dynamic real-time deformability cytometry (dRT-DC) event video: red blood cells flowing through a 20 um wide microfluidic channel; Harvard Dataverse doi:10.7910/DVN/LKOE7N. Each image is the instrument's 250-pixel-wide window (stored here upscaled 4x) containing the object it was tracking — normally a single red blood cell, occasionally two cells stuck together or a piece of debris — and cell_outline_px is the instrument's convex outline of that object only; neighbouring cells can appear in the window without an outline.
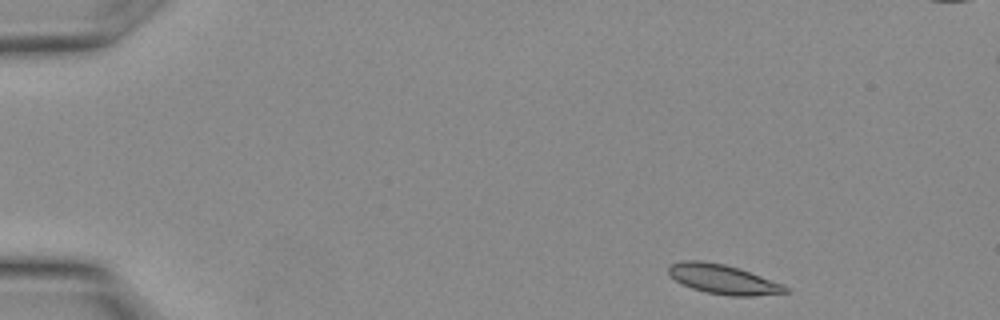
{"species": "Egyptian fruit bat (a non-hibernating species)", "species_latin": "Rousettus aegyptiacus", "temperature_condition": "warm", "stored_images_in_passage": 16, "camera_frame_rate_fps": 3000, "um_per_image_px": 0.085, "animal": {"sex": "female"}, "frame": {"image": 1, "passage_image": 1, "time_ms": 0.0, "image_size_px": [1000, 320], "cell_outline_px": [[788, 292], [752, 296], [728, 296], [708, 292], [692, 288], [680, 284], [668, 272], [668, 264], [680, 260], [700, 260], [724, 264], [784, 284], [788, 288]], "centroid_in_image_um": [61.41, 23.73], "position_along_channel_um": 23.6, "area_um2": 19.94}}
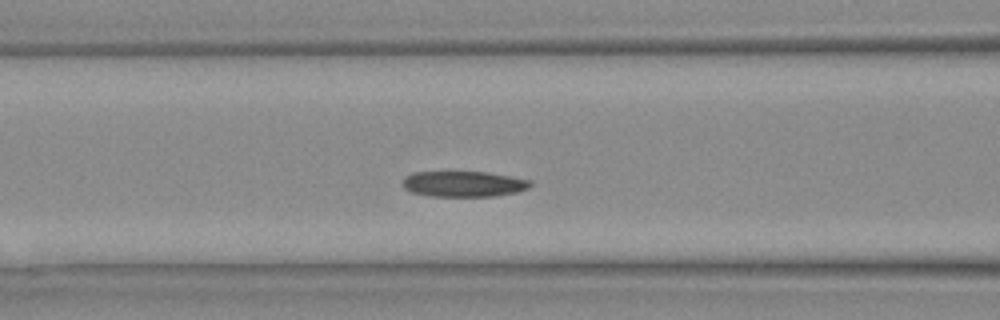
{"frame": {"image": 2, "passage_image": 10, "time_ms": 3.0, "image_size_px": [1000, 320], "cell_outline_px": [[532, 184], [528, 188], [516, 192], [492, 196], [428, 196], [412, 192], [404, 188], [404, 176], [412, 172], [488, 172], [532, 180]], "centroid_in_image_um": [39.41, 15.63], "position_along_channel_um": 127.2, "area_um2": 19.07}}